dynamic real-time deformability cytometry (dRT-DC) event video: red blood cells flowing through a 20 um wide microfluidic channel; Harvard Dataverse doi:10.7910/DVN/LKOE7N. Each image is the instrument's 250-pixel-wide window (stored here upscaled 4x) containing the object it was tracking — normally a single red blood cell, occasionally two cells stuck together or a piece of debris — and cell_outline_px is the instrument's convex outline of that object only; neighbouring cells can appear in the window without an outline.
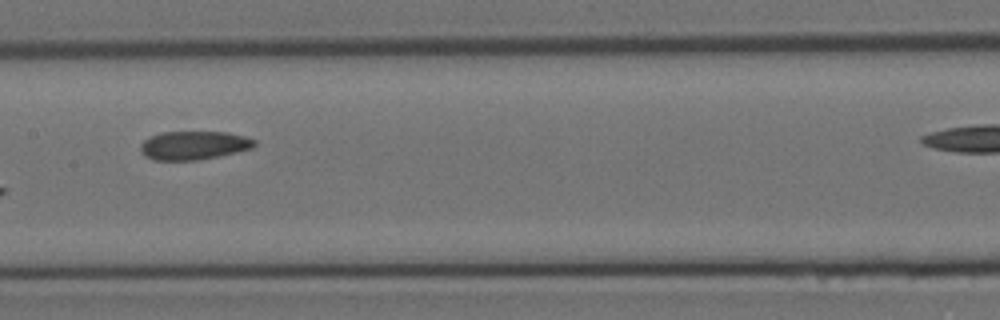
{"species": "Egyptian fruit bat (a non-hibernating species)", "species_latin": "Rousettus aegyptiacus", "temperature_condition": "room temperature", "stored_images_in_passage": 19, "camera_frame_rate_fps": 3000, "um_per_image_px": 0.085, "animal": {"sex": "female"}, "frame": {"image": 1, "passage_image": 9, "time_ms": 2.667, "image_size_px": [1000, 320], "cell_outline_px": [[256, 144], [252, 148], [236, 152], [196, 160], [152, 160], [144, 156], [140, 152], [140, 144], [148, 136], [160, 132], [228, 132], [244, 136], [256, 140]], "centroid_in_image_um": [16.42, 12.35], "position_along_channel_um": 191.0, "area_um2": 19.07}}